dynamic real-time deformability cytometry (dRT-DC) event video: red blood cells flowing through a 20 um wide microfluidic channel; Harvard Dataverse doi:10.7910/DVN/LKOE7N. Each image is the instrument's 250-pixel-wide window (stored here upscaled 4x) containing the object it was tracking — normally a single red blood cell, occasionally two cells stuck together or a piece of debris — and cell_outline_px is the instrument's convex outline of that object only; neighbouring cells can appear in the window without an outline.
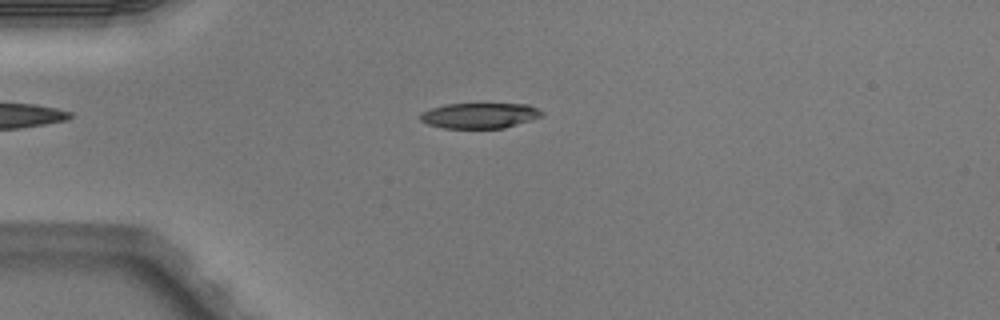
{"species": "Egyptian fruit bat (a non-hibernating species)", "species_latin": "Rousettus aegyptiacus", "temperature_condition": "warm", "stored_images_in_passage": 4, "camera_frame_rate_fps": 3000, "um_per_image_px": 0.085, "animal": {"sex": "male"}, "frame": {"image": 1, "passage_image": 2, "time_ms": 0.333, "image_size_px": [1000, 320], "cell_outline_px": [[544, 116], [504, 128], [444, 128], [428, 124], [420, 120], [420, 112], [432, 108], [448, 104], [528, 104], [544, 112]], "centroid_in_image_um": [40.78, 9.82], "position_along_channel_um": 44.2, "area_um2": 17.98}}
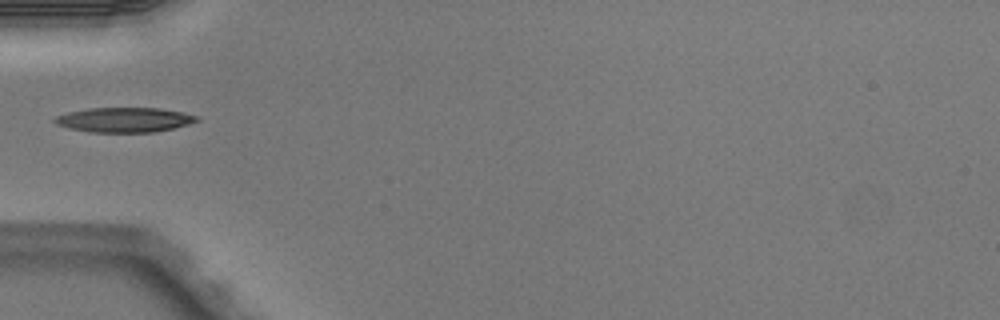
{"frame": {"image": 2, "passage_image": 3, "time_ms": 0.667, "image_size_px": [1000, 320], "cell_outline_px": [[200, 120], [188, 124], [172, 128], [152, 132], [88, 132], [68, 128], [56, 124], [52, 120], [56, 116], [68, 112], [88, 108], [160, 108], [180, 112], [196, 116]], "centroid_in_image_um": [10.51, 10.18], "position_along_channel_um": 74.5, "area_um2": 20.35}}
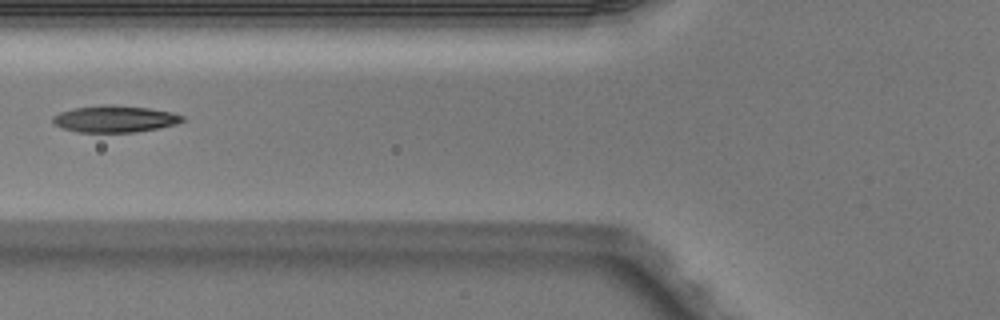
{"frame": {"image": 3, "passage_image": 4, "time_ms": 1.0, "image_size_px": [1000, 320], "cell_outline_px": [[184, 120], [176, 124], [160, 128], [136, 132], [80, 132], [64, 128], [56, 124], [52, 120], [52, 116], [60, 112], [76, 108], [104, 104], [148, 108], [172, 112], [184, 116]], "centroid_in_image_um": [9.79, 10.11], "position_along_channel_um": 116.0, "area_um2": 20.0}}